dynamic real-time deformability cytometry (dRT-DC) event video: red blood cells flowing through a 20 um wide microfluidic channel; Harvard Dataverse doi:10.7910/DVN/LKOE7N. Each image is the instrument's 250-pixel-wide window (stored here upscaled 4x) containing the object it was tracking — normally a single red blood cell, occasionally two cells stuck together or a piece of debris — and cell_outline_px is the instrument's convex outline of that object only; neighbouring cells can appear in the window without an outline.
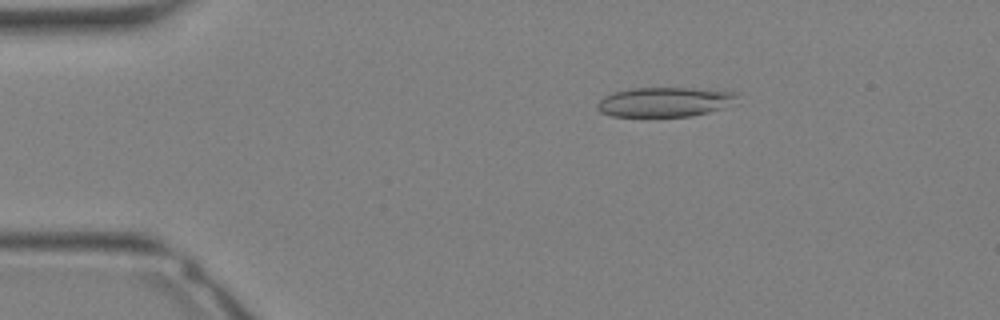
{"species": "Egyptian fruit bat (a non-hibernating species)", "species_latin": "Rousettus aegyptiacus", "temperature_condition": "warm", "stored_images_in_passage": 28, "camera_frame_rate_fps": 3000, "um_per_image_px": 0.085, "animal": {"sex": "female"}, "frame": {"image": 1, "passage_image": 1, "time_ms": 0.0, "image_size_px": [1000, 320], "cell_outline_px": [[740, 92], [724, 108], [708, 112], [688, 116], [612, 116], [600, 112], [596, 108], [596, 104], [604, 96], [612, 92], [632, 88], [692, 88]], "centroid_in_image_um": [56.43, 8.66], "position_along_channel_um": 28.6, "area_um2": 23.93}}
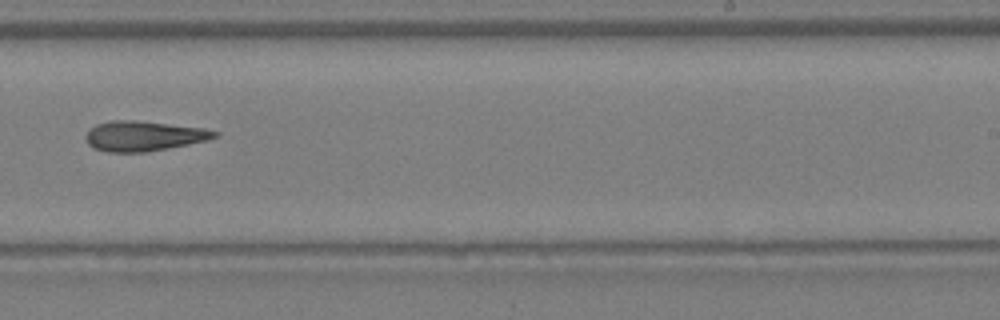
{"frame": {"image": 2, "passage_image": 16, "time_ms": 5.0, "image_size_px": [1000, 320], "cell_outline_px": [[220, 136], [208, 140], [168, 148], [144, 152], [108, 152], [96, 148], [88, 144], [84, 140], [84, 136], [96, 124], [112, 120], [136, 120], [204, 128], [220, 132]], "centroid_in_image_um": [12.24, 11.55], "position_along_channel_um": 276.8, "area_um2": 22.54}}
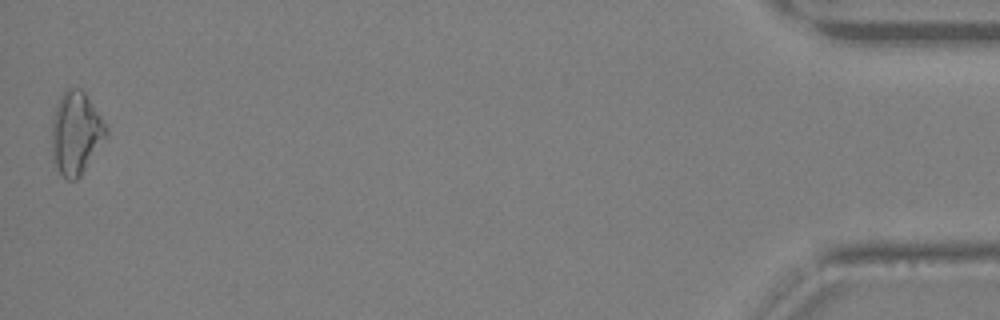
{"frame": {"image": 3, "passage_image": 28, "time_ms": 9.0, "image_size_px": [1000, 320], "cell_outline_px": [[108, 132], [80, 176], [76, 180], [68, 180], [56, 168], [52, 160], [52, 120], [56, 104], [60, 96], [68, 88], [80, 88], [84, 92], [108, 124]], "centroid_in_image_um": [6.45, 11.29], "position_along_channel_um": 428.8, "area_um2": 26.13}}